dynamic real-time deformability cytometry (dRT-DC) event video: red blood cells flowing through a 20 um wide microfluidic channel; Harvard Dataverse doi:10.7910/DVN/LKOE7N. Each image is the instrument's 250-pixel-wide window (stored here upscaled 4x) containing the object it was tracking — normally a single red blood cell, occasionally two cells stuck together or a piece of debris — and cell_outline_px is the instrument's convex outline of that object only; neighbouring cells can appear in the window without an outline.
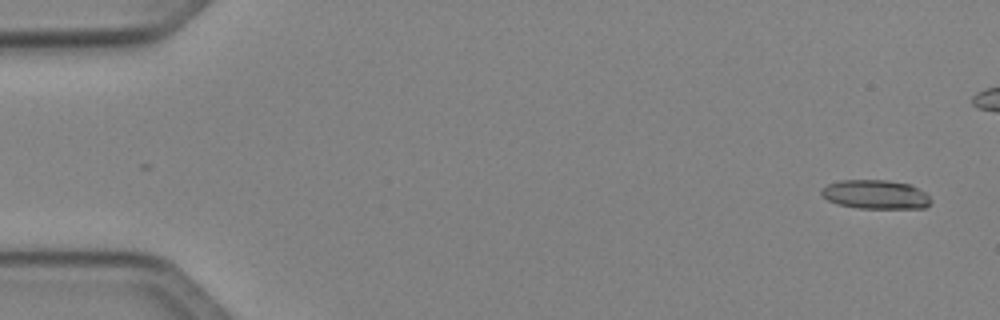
{"species": "Egyptian fruit bat (a non-hibernating species)", "species_latin": "Rousettus aegyptiacus", "temperature_condition": "cold", "stored_images_in_passage": 10, "camera_frame_rate_fps": 3000, "um_per_image_px": 0.085, "animal": {"sex": "female"}, "frame": {"image": 1, "passage_image": 1, "time_ms": 0.0, "image_size_px": [1000, 320], "cell_outline_px": [[932, 200], [924, 208], [856, 208], [836, 204], [820, 196], [820, 192], [828, 184], [840, 180], [888, 180], [912, 184], [924, 192]], "centroid_in_image_um": [74.4, 16.53], "position_along_channel_um": 10.6, "area_um2": 18.61}}
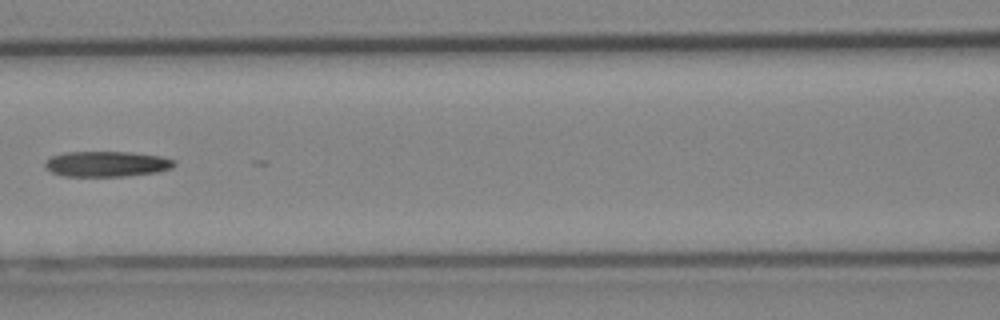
{"frame": {"image": 2, "passage_image": 7, "time_ms": 7.0, "image_size_px": [1000, 320], "cell_outline_px": [[176, 164], [172, 168], [156, 172], [124, 176], [64, 176], [52, 172], [44, 168], [44, 160], [52, 156], [64, 152], [132, 152], [160, 156], [176, 160]], "centroid_in_image_um": [9.05, 13.93], "position_along_channel_um": 157.6, "area_um2": 19.31}}